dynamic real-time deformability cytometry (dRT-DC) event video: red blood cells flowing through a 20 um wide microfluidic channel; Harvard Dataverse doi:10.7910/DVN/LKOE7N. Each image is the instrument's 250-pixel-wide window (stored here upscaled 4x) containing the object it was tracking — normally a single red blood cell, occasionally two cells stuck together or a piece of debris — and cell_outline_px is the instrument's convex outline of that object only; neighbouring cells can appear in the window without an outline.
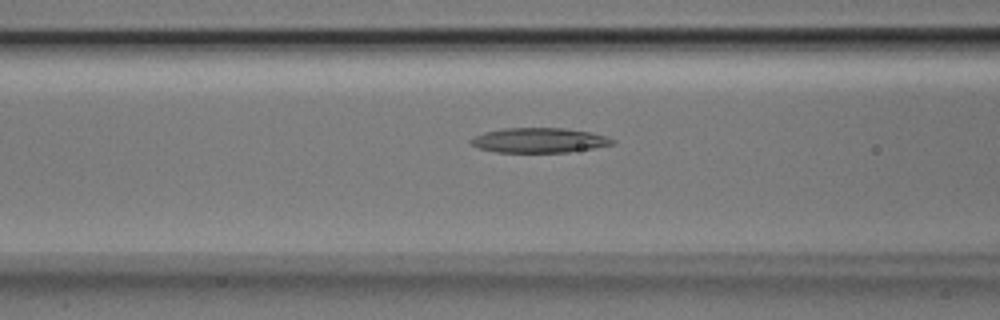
{"species": "Egyptian fruit bat (a non-hibernating species)", "species_latin": "Rousettus aegyptiacus", "temperature_condition": "room temperature", "stored_images_in_passage": 42, "segment_of_instrument_passage": [1, 2], "camera_frame_rate_fps": 3000, "um_per_image_px": 0.085, "animal": {"sex": "male"}, "frame": {"image": 1, "passage_image": 16, "time_ms": 5.0, "image_size_px": [1000, 320], "cell_outline_px": [[616, 144], [568, 152], [496, 152], [480, 148], [468, 144], [468, 140], [472, 136], [484, 132], [504, 128], [564, 128], [592, 132], [608, 136], [616, 140]], "centroid_in_image_um": [45.82, 11.92], "position_along_channel_um": 120.8, "area_um2": 20.75}}
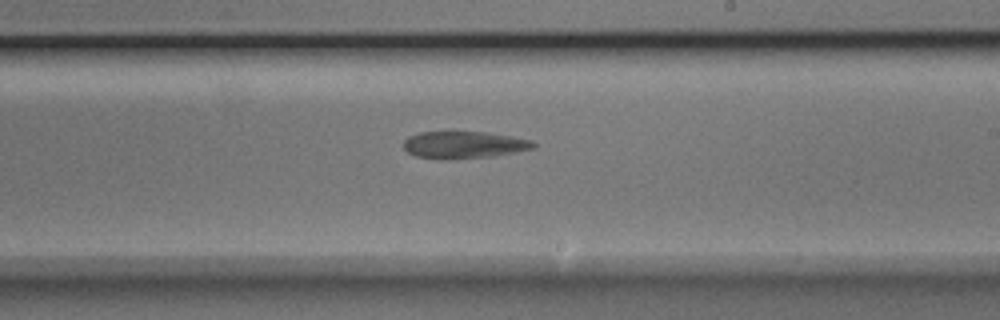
{"frame": {"image": 2, "passage_image": 26, "time_ms": 8.333, "image_size_px": [1000, 320], "cell_outline_px": [[536, 144], [532, 148], [516, 152], [492, 156], [448, 160], [440, 160], [416, 156], [408, 152], [404, 148], [404, 140], [408, 136], [420, 132], [448, 128], [488, 132], [512, 136], [532, 140]], "centroid_in_image_um": [39.37, 12.26], "position_along_channel_um": 249.6, "area_um2": 21.62}}
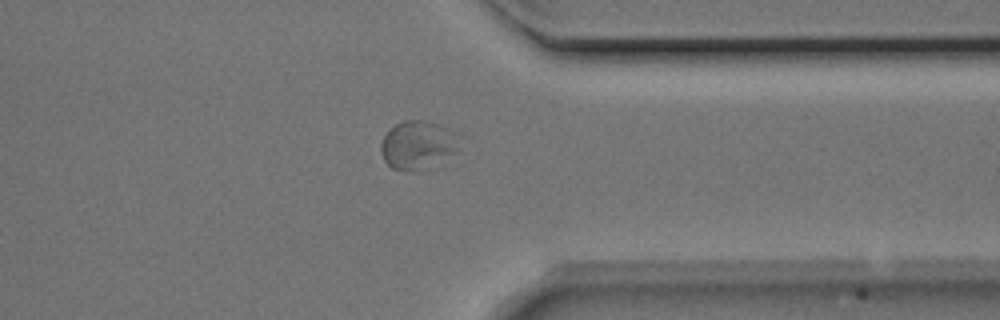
{"frame": {"image": 3, "passage_image": 36, "time_ms": 11.667, "image_size_px": [1000, 320], "cell_outline_px": [[464, 136], [456, 164], [444, 168], [412, 172], [404, 172], [392, 168], [384, 160], [380, 152], [380, 144], [384, 136], [396, 124], [404, 120], [424, 120], [440, 124]], "centroid_in_image_um": [35.75, 12.44], "position_along_channel_um": 375.7, "area_um2": 24.68}}